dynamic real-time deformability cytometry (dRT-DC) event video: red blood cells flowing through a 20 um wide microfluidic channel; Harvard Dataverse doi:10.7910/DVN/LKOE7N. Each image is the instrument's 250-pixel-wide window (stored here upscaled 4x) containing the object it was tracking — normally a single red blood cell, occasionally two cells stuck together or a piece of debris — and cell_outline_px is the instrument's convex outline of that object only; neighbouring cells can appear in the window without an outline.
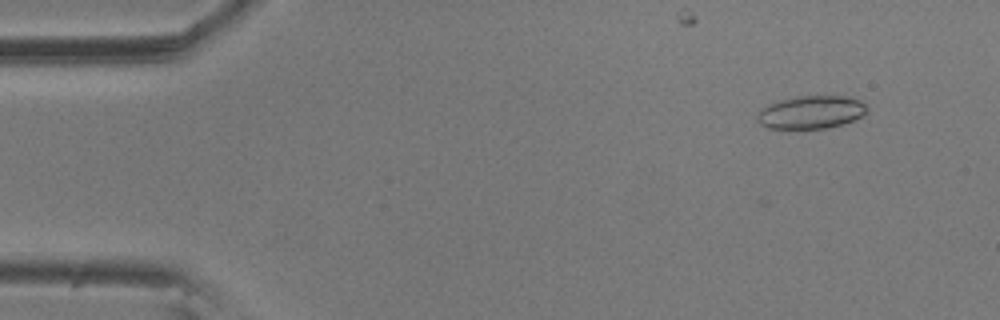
{"species": "common noctule bat (a hibernating species)", "species_latin": "Nyctalus noctula", "temperature_condition": "room temperature", "stored_images_in_passage": 12, "camera_frame_rate_fps": 3000, "um_per_image_px": 0.085, "animal": {"sex": "male", "body_mass_g": 20.5, "forearm_length_mm": 52.5}, "frame": {"image": 1, "passage_image": 5, "time_ms": 1.333, "image_size_px": [1000, 320], "cell_outline_px": [[868, 112], [864, 116], [828, 128], [768, 128], [760, 124], [756, 120], [756, 116], [760, 108], [768, 104], [780, 100], [796, 96], [848, 96], [864, 100], [868, 108]], "centroid_in_image_um": [68.97, 9.52], "position_along_channel_um": 16.0, "area_um2": 21.39}}